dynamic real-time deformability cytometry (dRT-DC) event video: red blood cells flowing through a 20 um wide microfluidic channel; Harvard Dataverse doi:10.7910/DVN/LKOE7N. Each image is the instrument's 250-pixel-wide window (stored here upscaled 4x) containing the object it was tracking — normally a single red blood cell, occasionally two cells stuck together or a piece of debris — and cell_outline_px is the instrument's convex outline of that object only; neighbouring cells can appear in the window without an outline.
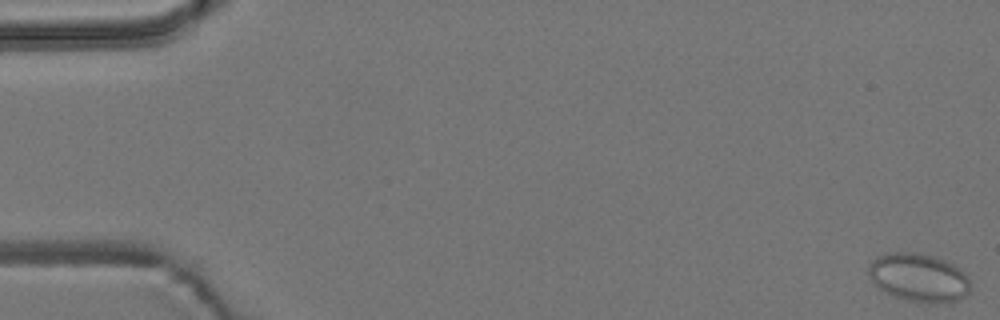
{"species": "common noctule bat (a hibernating species)", "species_latin": "Nyctalus noctula", "temperature_condition": "room temperature", "stored_images_in_passage": 6, "camera_frame_rate_fps": 3000, "um_per_image_px": 0.085, "animal": {"sex": "male", "body_mass_g": 19.2, "forearm_length_mm": 51.8}, "frame": {"image": 1, "passage_image": 1, "time_ms": 0.0, "image_size_px": [1000, 320], "cell_outline_px": [[968, 292], [964, 296], [956, 300], [904, 300], [872, 284], [868, 276], [868, 268], [872, 260], [876, 256], [896, 252], [912, 252], [936, 256], [960, 268], [968, 276]], "centroid_in_image_um": [78.03, 23.53], "position_along_channel_um": 7.0, "area_um2": 27.92}}
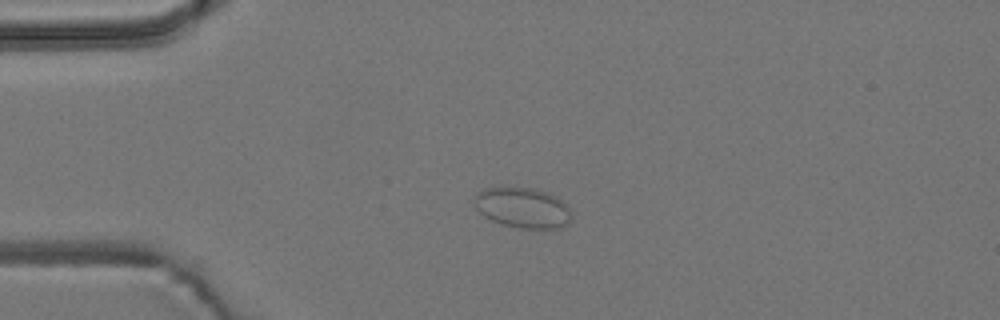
{"frame": {"image": 2, "passage_image": 4, "time_ms": 1.0, "image_size_px": [1000, 320], "cell_outline_px": [[568, 224], [556, 228], [520, 228], [504, 224], [492, 220], [484, 216], [472, 204], [472, 196], [476, 192], [484, 188], [532, 188], [556, 196], [568, 208]], "centroid_in_image_um": [44.33, 17.65], "position_along_channel_um": 40.7, "area_um2": 22.48}}
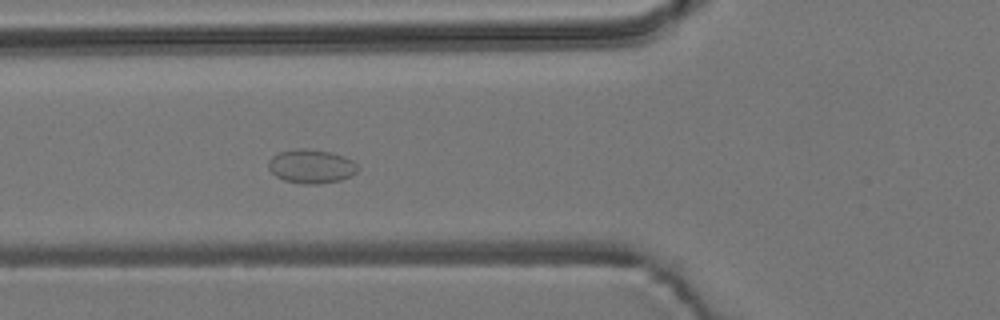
{"frame": {"image": 3, "passage_image": 6, "time_ms": 1.667, "image_size_px": [1000, 320], "cell_outline_px": [[360, 168], [356, 172], [340, 180], [320, 184], [304, 184], [284, 180], [276, 176], [268, 168], [268, 160], [272, 156], [280, 152], [296, 148], [308, 148], [332, 152], [344, 156], [352, 160]], "centroid_in_image_um": [26.45, 14.12], "position_along_channel_um": 99.4, "area_um2": 17.74}}